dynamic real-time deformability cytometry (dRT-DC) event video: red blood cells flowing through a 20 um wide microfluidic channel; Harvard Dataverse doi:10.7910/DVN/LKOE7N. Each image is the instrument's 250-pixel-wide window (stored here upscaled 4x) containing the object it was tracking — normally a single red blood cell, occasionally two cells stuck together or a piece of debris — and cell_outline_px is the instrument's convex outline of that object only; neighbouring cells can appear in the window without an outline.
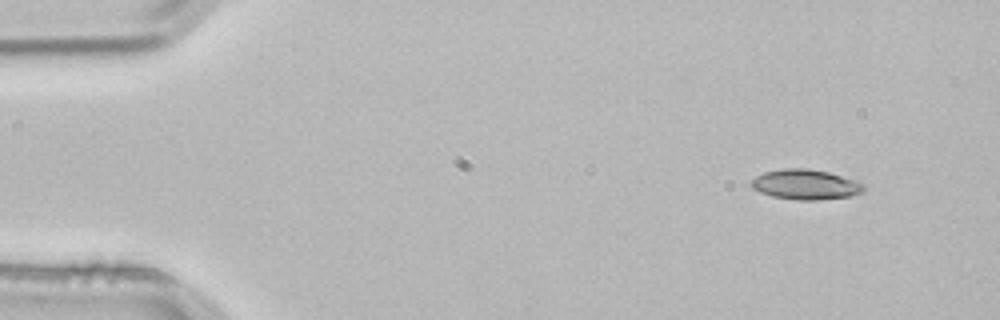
{"species": "common noctule bat (a hibernating species)", "species_latin": "Nyctalus noctula", "temperature_condition": "room temperature", "stored_images_in_passage": 2, "camera_frame_rate_fps": 3000, "um_per_image_px": 0.085, "animal": {"sex": "male", "body_mass_g": 21.5, "forearm_length_mm": 52.0}, "frame": {"image": 1, "passage_image": 2, "time_ms": 0.333, "image_size_px": [1000, 320], "cell_outline_px": [[864, 192], [848, 196], [816, 200], [800, 200], [772, 196], [760, 192], [752, 188], [752, 180], [756, 176], [764, 172], [784, 168], [808, 168], [828, 172], [856, 180], [864, 184]], "centroid_in_image_um": [68.48, 15.67], "position_along_channel_um": 16.5, "area_um2": 19.59}}